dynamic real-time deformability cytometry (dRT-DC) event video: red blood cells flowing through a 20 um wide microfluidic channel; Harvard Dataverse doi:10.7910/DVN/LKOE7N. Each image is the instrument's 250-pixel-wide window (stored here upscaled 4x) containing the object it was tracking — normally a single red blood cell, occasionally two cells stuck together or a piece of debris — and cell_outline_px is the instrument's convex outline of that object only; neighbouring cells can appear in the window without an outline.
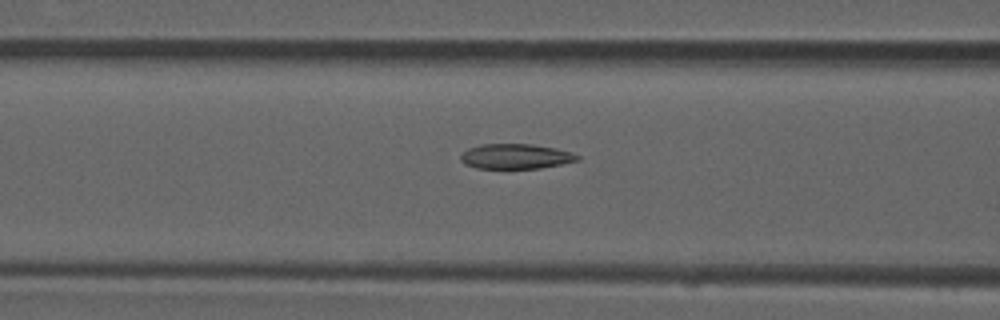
{"species": "common noctule bat (a hibernating species)", "species_latin": "Nyctalus noctula", "temperature_condition": "room temperature", "stored_images_in_passage": 20, "camera_frame_rate_fps": 3000, "um_per_image_px": 0.085, "animal": {"sex": "male", "forearm_length_mm": 52.5}, "frame": {"image": 1, "passage_image": 16, "time_ms": 5.0, "image_size_px": [1000, 320], "cell_outline_px": [[580, 160], [540, 168], [476, 168], [464, 164], [460, 160], [460, 156], [468, 148], [480, 144], [532, 144], [556, 148], [572, 152], [580, 156]], "centroid_in_image_um": [43.83, 13.29], "position_along_channel_um": 122.8, "area_um2": 17.05}}
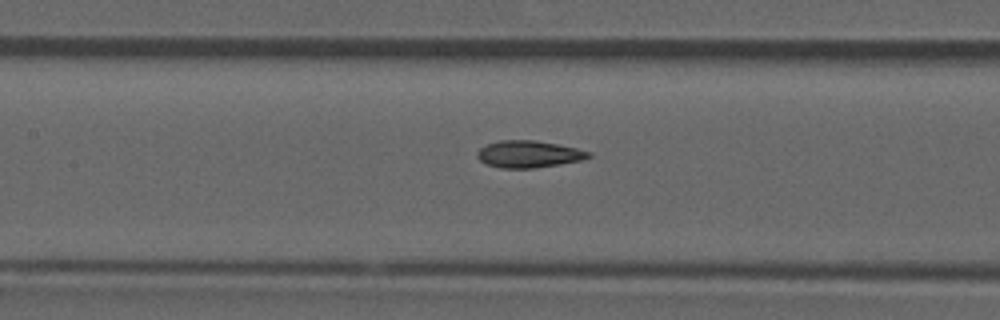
{"frame": {"image": 2, "passage_image": 19, "time_ms": 6.0, "image_size_px": [1000, 320], "cell_outline_px": [[592, 156], [580, 160], [560, 164], [532, 168], [500, 168], [484, 164], [476, 156], [476, 152], [480, 148], [488, 144], [500, 140], [536, 140], [576, 148], [592, 152]], "centroid_in_image_um": [44.91, 13.1], "position_along_channel_um": 162.5, "area_um2": 17.51}}